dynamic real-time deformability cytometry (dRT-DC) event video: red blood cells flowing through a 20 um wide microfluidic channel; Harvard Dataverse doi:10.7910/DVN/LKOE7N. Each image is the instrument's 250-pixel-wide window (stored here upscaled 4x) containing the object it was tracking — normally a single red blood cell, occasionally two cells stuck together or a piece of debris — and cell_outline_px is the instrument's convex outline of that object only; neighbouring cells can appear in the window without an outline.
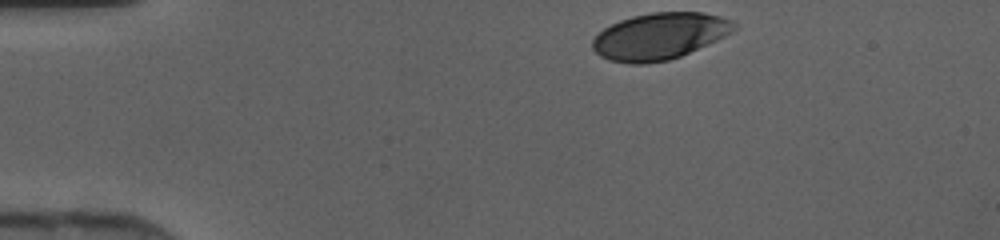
{"species": "human", "species_latin": "Homo sapiens", "temperature_condition": "cold", "stored_images_in_passage": 31, "camera_frame_rate_fps": 3000, "um_per_image_px": 0.085, "donor": {"sex": "female"}, "frame": {"image": 1, "passage_image": 1, "time_ms": 0.0, "image_size_px": [1000, 240], "cell_outline_px": [[736, 28], [732, 32], [716, 40], [680, 56], [668, 60], [644, 64], [628, 64], [608, 60], [600, 56], [592, 48], [592, 40], [604, 28], [620, 20], [632, 16], [652, 12], [704, 12], [720, 16], [732, 20], [736, 24]], "centroid_in_image_um": [56.05, 3.07], "position_along_channel_um": 29.0, "area_um2": 38.38}}
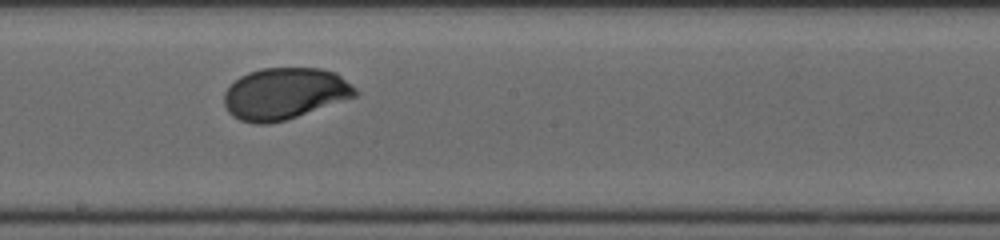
{"frame": {"image": 2, "passage_image": 19, "time_ms": 6.0, "image_size_px": [1000, 240], "cell_outline_px": [[360, 92], [356, 96], [284, 120], [268, 124], [256, 124], [240, 120], [232, 116], [228, 112], [224, 104], [224, 92], [240, 76], [248, 72], [260, 68], [320, 68], [336, 72], [352, 84]], "centroid_in_image_um": [24.19, 7.94], "position_along_channel_um": 224.0, "area_um2": 39.36}}
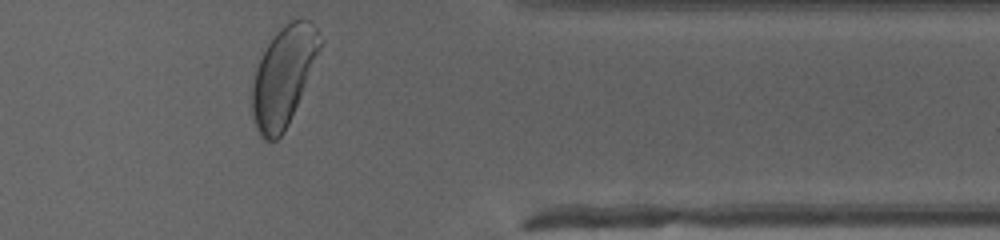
{"frame": {"image": 3, "passage_image": 31, "time_ms": 10.0, "image_size_px": [1000, 240], "cell_outline_px": [[324, 40], [288, 124], [284, 132], [276, 140], [264, 140], [260, 136], [256, 128], [252, 112], [252, 88], [256, 68], [268, 44], [276, 32], [280, 28], [292, 20], [308, 20], [316, 28]], "centroid_in_image_um": [24.09, 6.48], "position_along_channel_um": 387.3, "area_um2": 38.38}}